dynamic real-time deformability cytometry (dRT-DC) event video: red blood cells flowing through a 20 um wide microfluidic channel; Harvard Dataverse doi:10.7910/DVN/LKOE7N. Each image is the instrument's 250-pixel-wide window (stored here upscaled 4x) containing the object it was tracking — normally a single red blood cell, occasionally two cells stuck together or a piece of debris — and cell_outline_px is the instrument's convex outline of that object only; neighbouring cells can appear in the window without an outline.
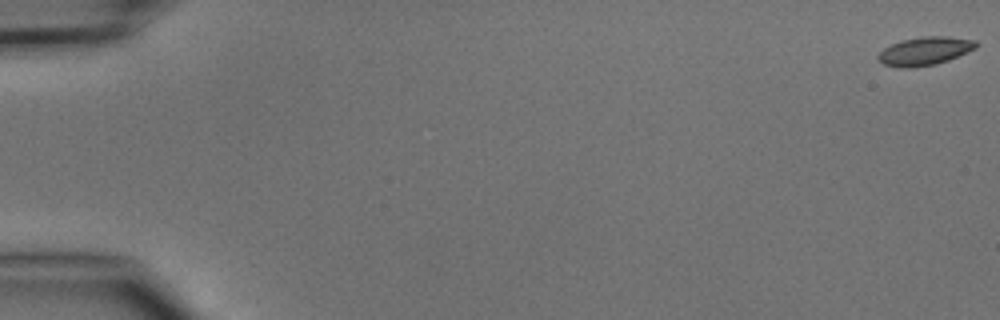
{"species": "common noctule bat (a hibernating species)", "species_latin": "Nyctalus noctula", "temperature_condition": "cold", "stored_images_in_passage": 6, "camera_frame_rate_fps": 3000, "um_per_image_px": 0.085, "animal": {"sex": "male", "body_mass_g": 15.6}, "frame": {"image": 1, "passage_image": 1, "time_ms": 0.0, "image_size_px": [1000, 320], "cell_outline_px": [[980, 44], [976, 48], [968, 52], [948, 60], [936, 64], [916, 68], [900, 68], [884, 64], [876, 56], [884, 48], [892, 44], [904, 40], [924, 36], [948, 36], [976, 40]], "centroid_in_image_um": [78.65, 4.34], "position_along_channel_um": 6.3, "area_um2": 16.24}}
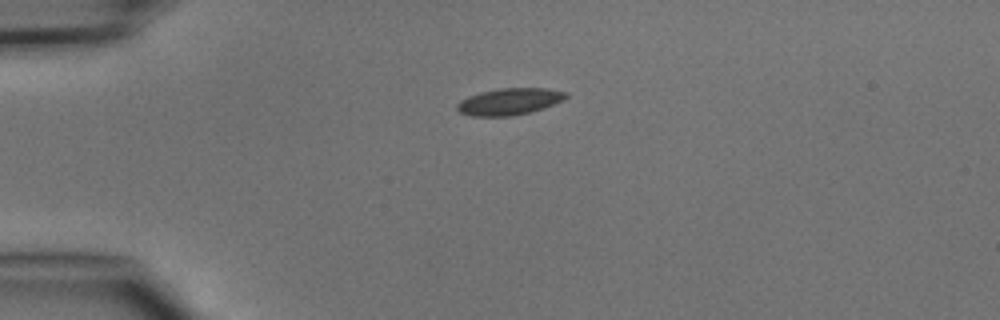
{"frame": {"image": 2, "passage_image": 4, "time_ms": 4.0, "image_size_px": [1000, 320], "cell_outline_px": [[568, 96], [564, 100], [532, 112], [512, 116], [472, 116], [460, 112], [456, 108], [456, 104], [460, 100], [468, 96], [480, 92], [500, 88], [548, 88], [568, 92]], "centroid_in_image_um": [43.31, 8.63], "position_along_channel_um": 41.7, "area_um2": 17.11}}